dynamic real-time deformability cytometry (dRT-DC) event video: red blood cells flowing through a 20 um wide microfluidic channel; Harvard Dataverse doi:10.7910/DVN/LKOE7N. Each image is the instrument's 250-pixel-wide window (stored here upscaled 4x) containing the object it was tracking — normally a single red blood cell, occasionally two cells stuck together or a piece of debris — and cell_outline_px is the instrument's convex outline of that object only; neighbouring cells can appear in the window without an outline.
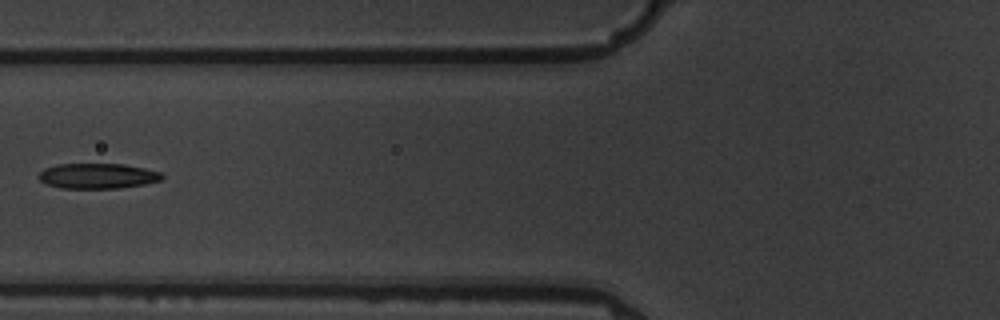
{"species": "common noctule bat (a hibernating species)", "species_latin": "Nyctalus noctula", "temperature_condition": "warm", "stored_images_in_passage": 8, "camera_frame_rate_fps": 3000, "um_per_image_px": 0.085, "animal": {"sex": "male", "body_mass_g": 19.5, "forearm_length_mm": 54.6}, "frame": {"image": 1, "passage_image": 8, "time_ms": 8.333, "image_size_px": [1000, 320], "cell_outline_px": [[164, 176], [160, 180], [144, 184], [120, 188], [60, 188], [48, 184], [40, 180], [40, 172], [44, 168], [56, 164], [124, 164], [144, 168], [160, 172]], "centroid_in_image_um": [8.3, 14.95], "position_along_channel_um": 117.5, "area_um2": 18.03}}